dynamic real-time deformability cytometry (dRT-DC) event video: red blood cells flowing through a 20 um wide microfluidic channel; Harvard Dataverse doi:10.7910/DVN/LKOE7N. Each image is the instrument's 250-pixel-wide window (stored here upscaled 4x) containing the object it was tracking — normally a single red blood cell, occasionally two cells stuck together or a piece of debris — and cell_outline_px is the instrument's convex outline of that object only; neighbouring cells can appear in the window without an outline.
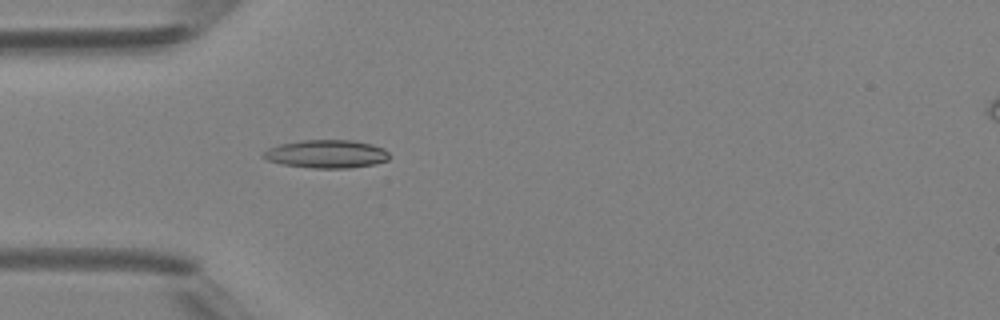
{"species": "Egyptian fruit bat (a non-hibernating species)", "species_latin": "Rousettus aegyptiacus", "temperature_condition": "room temperature", "stored_images_in_passage": 4, "camera_frame_rate_fps": 3000, "um_per_image_px": 0.085, "animal": {"sex": "female"}, "frame": {"image": 1, "passage_image": 4, "time_ms": 3.333, "image_size_px": [1000, 320], "cell_outline_px": [[388, 160], [376, 164], [348, 168], [312, 168], [284, 164], [268, 160], [260, 156], [268, 148], [280, 144], [300, 140], [352, 140], [372, 144], [384, 148], [388, 152]], "centroid_in_image_um": [27.76, 13.08], "position_along_channel_um": 57.2, "area_um2": 20.69}}